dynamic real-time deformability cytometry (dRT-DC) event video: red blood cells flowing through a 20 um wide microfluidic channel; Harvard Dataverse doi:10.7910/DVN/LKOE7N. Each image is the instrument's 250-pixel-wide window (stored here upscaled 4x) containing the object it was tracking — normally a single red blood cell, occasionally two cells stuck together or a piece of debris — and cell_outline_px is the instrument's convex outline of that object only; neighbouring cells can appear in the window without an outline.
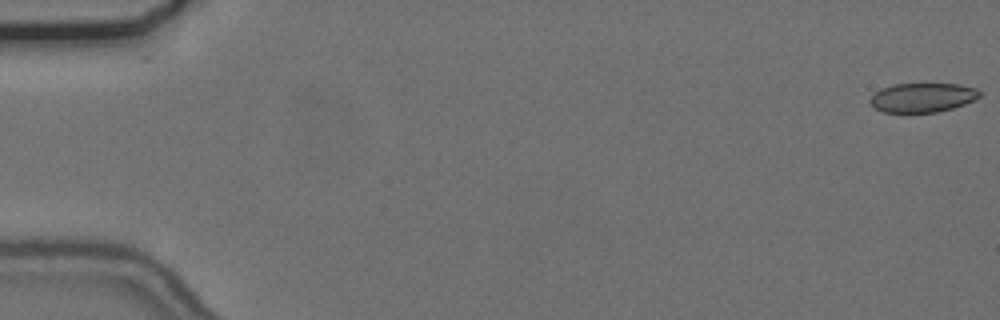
{"species": "common noctule bat (a hibernating species)", "species_latin": "Nyctalus noctula", "temperature_condition": "cold", "stored_images_in_passage": 9, "camera_frame_rate_fps": 3000, "um_per_image_px": 0.085, "animal": {"sex": "female", "body_mass_g": 24.6, "forearm_length_mm": 56.2}, "frame": {"image": 1, "passage_image": 1, "time_ms": 0.0, "image_size_px": [1000, 320], "cell_outline_px": [[980, 96], [976, 100], [952, 108], [936, 112], [884, 112], [876, 108], [868, 100], [880, 88], [892, 84], [960, 84], [976, 88], [980, 92]], "centroid_in_image_um": [78.43, 8.28], "position_along_channel_um": 6.6, "area_um2": 18.61}}